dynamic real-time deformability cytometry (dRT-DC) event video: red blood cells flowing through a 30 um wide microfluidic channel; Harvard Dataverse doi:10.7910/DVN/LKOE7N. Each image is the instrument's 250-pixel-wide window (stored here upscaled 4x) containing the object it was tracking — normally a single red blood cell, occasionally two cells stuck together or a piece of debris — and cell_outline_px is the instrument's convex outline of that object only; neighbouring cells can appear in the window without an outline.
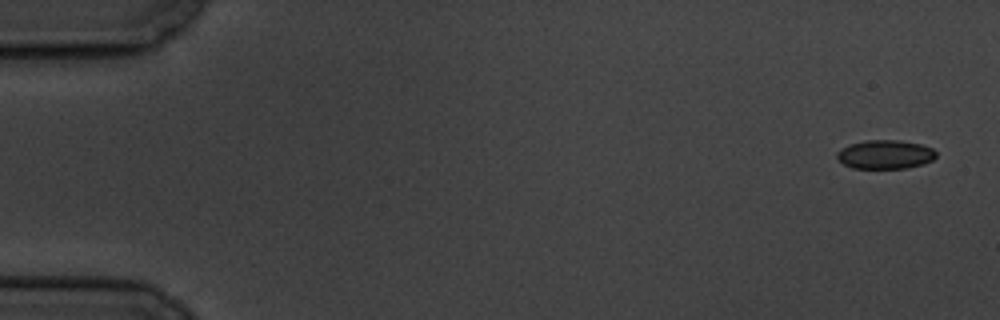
{"species": "common noctule bat (a hibernating species)", "species_latin": "Nyctalus noctula", "temperature_condition": "cold", "stored_images_in_passage": 5, "camera_frame_rate_fps": 3000, "um_per_image_px": 0.085, "animal": {"sex": "male", "body_mass_g": 19.5, "forearm_length_mm": 54.6}, "frame": {"image": 1, "passage_image": 1, "time_ms": 0.0, "image_size_px": [1000, 320], "cell_outline_px": [[936, 156], [932, 160], [924, 164], [908, 168], [852, 168], [844, 164], [836, 156], [836, 152], [840, 148], [852, 144], [868, 140], [900, 140], [920, 144], [932, 148], [936, 152]], "centroid_in_image_um": [75.25, 13.13], "position_along_channel_um": 9.7, "area_um2": 16.65}}